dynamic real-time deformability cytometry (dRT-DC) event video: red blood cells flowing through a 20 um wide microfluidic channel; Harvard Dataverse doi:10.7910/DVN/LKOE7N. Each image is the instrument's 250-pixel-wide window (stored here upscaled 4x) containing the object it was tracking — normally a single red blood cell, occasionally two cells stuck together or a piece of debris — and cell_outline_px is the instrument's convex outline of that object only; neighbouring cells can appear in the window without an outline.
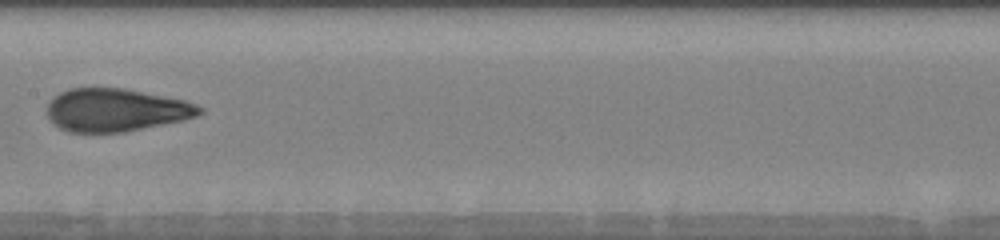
{"species": "human", "species_latin": "Homo sapiens", "temperature_condition": "warm", "stored_images_in_passage": 20, "camera_frame_rate_fps": 3000, "um_per_image_px": 0.085, "donor": {"sex": "male"}, "frame": {"image": 1, "passage_image": 12, "time_ms": 10.0, "image_size_px": [1000, 240], "cell_outline_px": [[204, 112], [196, 116], [184, 120], [124, 132], [68, 132], [60, 128], [48, 116], [48, 100], [52, 96], [68, 88], [124, 88], [184, 100], [196, 104], [204, 108]], "centroid_in_image_um": [9.86, 9.34], "position_along_channel_um": 197.5, "area_um2": 38.15}, "authors_computed_cell_mechanics": {"area_um2": 38.0613, "velocity_mm_per_s": 3.811, "shape_relaxation_time_tau1_ms": null, "shape_relaxation_time_tau2_ms": 1.8159, "deformation_change_tau1": null, "deformation_change_tau2": 0.0792}}